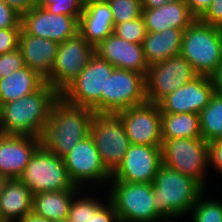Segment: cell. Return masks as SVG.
<instances>
[{
	"label": "cell",
	"instance_id": "cell-6",
	"mask_svg": "<svg viewBox=\"0 0 222 222\" xmlns=\"http://www.w3.org/2000/svg\"><path fill=\"white\" fill-rule=\"evenodd\" d=\"M17 179L30 188L33 196L42 192L75 190L77 188L68 176L63 158L41 146L31 156L30 161Z\"/></svg>",
	"mask_w": 222,
	"mask_h": 222
},
{
	"label": "cell",
	"instance_id": "cell-9",
	"mask_svg": "<svg viewBox=\"0 0 222 222\" xmlns=\"http://www.w3.org/2000/svg\"><path fill=\"white\" fill-rule=\"evenodd\" d=\"M90 136L102 163L112 174L121 164L130 146L129 138L118 114L95 113L91 121Z\"/></svg>",
	"mask_w": 222,
	"mask_h": 222
},
{
	"label": "cell",
	"instance_id": "cell-35",
	"mask_svg": "<svg viewBox=\"0 0 222 222\" xmlns=\"http://www.w3.org/2000/svg\"><path fill=\"white\" fill-rule=\"evenodd\" d=\"M69 222H89L90 220V197L72 201L68 213Z\"/></svg>",
	"mask_w": 222,
	"mask_h": 222
},
{
	"label": "cell",
	"instance_id": "cell-37",
	"mask_svg": "<svg viewBox=\"0 0 222 222\" xmlns=\"http://www.w3.org/2000/svg\"><path fill=\"white\" fill-rule=\"evenodd\" d=\"M21 28V15L0 0V29Z\"/></svg>",
	"mask_w": 222,
	"mask_h": 222
},
{
	"label": "cell",
	"instance_id": "cell-22",
	"mask_svg": "<svg viewBox=\"0 0 222 222\" xmlns=\"http://www.w3.org/2000/svg\"><path fill=\"white\" fill-rule=\"evenodd\" d=\"M142 17L147 32H162L168 28L186 30L197 19L185 0L168 2L158 8L142 9Z\"/></svg>",
	"mask_w": 222,
	"mask_h": 222
},
{
	"label": "cell",
	"instance_id": "cell-30",
	"mask_svg": "<svg viewBox=\"0 0 222 222\" xmlns=\"http://www.w3.org/2000/svg\"><path fill=\"white\" fill-rule=\"evenodd\" d=\"M203 194L192 207L193 222H222V203L211 199L202 201Z\"/></svg>",
	"mask_w": 222,
	"mask_h": 222
},
{
	"label": "cell",
	"instance_id": "cell-25",
	"mask_svg": "<svg viewBox=\"0 0 222 222\" xmlns=\"http://www.w3.org/2000/svg\"><path fill=\"white\" fill-rule=\"evenodd\" d=\"M37 72L27 66L0 79V107L38 90L44 83Z\"/></svg>",
	"mask_w": 222,
	"mask_h": 222
},
{
	"label": "cell",
	"instance_id": "cell-26",
	"mask_svg": "<svg viewBox=\"0 0 222 222\" xmlns=\"http://www.w3.org/2000/svg\"><path fill=\"white\" fill-rule=\"evenodd\" d=\"M77 190L80 188L35 194L32 212L50 221L67 219L73 198L76 199V193L79 192Z\"/></svg>",
	"mask_w": 222,
	"mask_h": 222
},
{
	"label": "cell",
	"instance_id": "cell-10",
	"mask_svg": "<svg viewBox=\"0 0 222 222\" xmlns=\"http://www.w3.org/2000/svg\"><path fill=\"white\" fill-rule=\"evenodd\" d=\"M95 47L79 33L59 44L54 65L47 82L59 95L87 66Z\"/></svg>",
	"mask_w": 222,
	"mask_h": 222
},
{
	"label": "cell",
	"instance_id": "cell-21",
	"mask_svg": "<svg viewBox=\"0 0 222 222\" xmlns=\"http://www.w3.org/2000/svg\"><path fill=\"white\" fill-rule=\"evenodd\" d=\"M58 47L59 44L50 39L30 35L23 29L20 32L18 48L25 65L37 72L46 82L50 80Z\"/></svg>",
	"mask_w": 222,
	"mask_h": 222
},
{
	"label": "cell",
	"instance_id": "cell-8",
	"mask_svg": "<svg viewBox=\"0 0 222 222\" xmlns=\"http://www.w3.org/2000/svg\"><path fill=\"white\" fill-rule=\"evenodd\" d=\"M162 164L191 177L203 188L209 167L208 143L203 138L162 139Z\"/></svg>",
	"mask_w": 222,
	"mask_h": 222
},
{
	"label": "cell",
	"instance_id": "cell-15",
	"mask_svg": "<svg viewBox=\"0 0 222 222\" xmlns=\"http://www.w3.org/2000/svg\"><path fill=\"white\" fill-rule=\"evenodd\" d=\"M79 19L65 14H53L35 5L21 16V28L28 34L47 38L58 44L78 33Z\"/></svg>",
	"mask_w": 222,
	"mask_h": 222
},
{
	"label": "cell",
	"instance_id": "cell-7",
	"mask_svg": "<svg viewBox=\"0 0 222 222\" xmlns=\"http://www.w3.org/2000/svg\"><path fill=\"white\" fill-rule=\"evenodd\" d=\"M114 182V183H113ZM109 200L120 222H155L162 218L154 205L153 183L112 181Z\"/></svg>",
	"mask_w": 222,
	"mask_h": 222
},
{
	"label": "cell",
	"instance_id": "cell-4",
	"mask_svg": "<svg viewBox=\"0 0 222 222\" xmlns=\"http://www.w3.org/2000/svg\"><path fill=\"white\" fill-rule=\"evenodd\" d=\"M180 54L197 75L211 77L222 62V28L197 18L183 32Z\"/></svg>",
	"mask_w": 222,
	"mask_h": 222
},
{
	"label": "cell",
	"instance_id": "cell-14",
	"mask_svg": "<svg viewBox=\"0 0 222 222\" xmlns=\"http://www.w3.org/2000/svg\"><path fill=\"white\" fill-rule=\"evenodd\" d=\"M161 165V146L130 144L121 164L111 174V179L113 181L153 183Z\"/></svg>",
	"mask_w": 222,
	"mask_h": 222
},
{
	"label": "cell",
	"instance_id": "cell-1",
	"mask_svg": "<svg viewBox=\"0 0 222 222\" xmlns=\"http://www.w3.org/2000/svg\"><path fill=\"white\" fill-rule=\"evenodd\" d=\"M94 110L75 106L59 96L51 106L40 138V146L60 158L90 135Z\"/></svg>",
	"mask_w": 222,
	"mask_h": 222
},
{
	"label": "cell",
	"instance_id": "cell-3",
	"mask_svg": "<svg viewBox=\"0 0 222 222\" xmlns=\"http://www.w3.org/2000/svg\"><path fill=\"white\" fill-rule=\"evenodd\" d=\"M204 188L191 177L161 165L153 182L154 205L163 219H171L192 210Z\"/></svg>",
	"mask_w": 222,
	"mask_h": 222
},
{
	"label": "cell",
	"instance_id": "cell-5",
	"mask_svg": "<svg viewBox=\"0 0 222 222\" xmlns=\"http://www.w3.org/2000/svg\"><path fill=\"white\" fill-rule=\"evenodd\" d=\"M114 69V66L95 53L60 96L70 104L102 113V93H106L107 79Z\"/></svg>",
	"mask_w": 222,
	"mask_h": 222
},
{
	"label": "cell",
	"instance_id": "cell-2",
	"mask_svg": "<svg viewBox=\"0 0 222 222\" xmlns=\"http://www.w3.org/2000/svg\"><path fill=\"white\" fill-rule=\"evenodd\" d=\"M60 95L45 82L38 90L0 107V134L39 137Z\"/></svg>",
	"mask_w": 222,
	"mask_h": 222
},
{
	"label": "cell",
	"instance_id": "cell-38",
	"mask_svg": "<svg viewBox=\"0 0 222 222\" xmlns=\"http://www.w3.org/2000/svg\"><path fill=\"white\" fill-rule=\"evenodd\" d=\"M199 19L206 24L222 28V0H213Z\"/></svg>",
	"mask_w": 222,
	"mask_h": 222
},
{
	"label": "cell",
	"instance_id": "cell-32",
	"mask_svg": "<svg viewBox=\"0 0 222 222\" xmlns=\"http://www.w3.org/2000/svg\"><path fill=\"white\" fill-rule=\"evenodd\" d=\"M37 6H42L53 14H65L80 18L84 3L82 0H36Z\"/></svg>",
	"mask_w": 222,
	"mask_h": 222
},
{
	"label": "cell",
	"instance_id": "cell-18",
	"mask_svg": "<svg viewBox=\"0 0 222 222\" xmlns=\"http://www.w3.org/2000/svg\"><path fill=\"white\" fill-rule=\"evenodd\" d=\"M95 53L118 69L147 74L142 44L128 42L114 33L95 47Z\"/></svg>",
	"mask_w": 222,
	"mask_h": 222
},
{
	"label": "cell",
	"instance_id": "cell-42",
	"mask_svg": "<svg viewBox=\"0 0 222 222\" xmlns=\"http://www.w3.org/2000/svg\"><path fill=\"white\" fill-rule=\"evenodd\" d=\"M215 92L222 94V62L215 73L211 76Z\"/></svg>",
	"mask_w": 222,
	"mask_h": 222
},
{
	"label": "cell",
	"instance_id": "cell-16",
	"mask_svg": "<svg viewBox=\"0 0 222 222\" xmlns=\"http://www.w3.org/2000/svg\"><path fill=\"white\" fill-rule=\"evenodd\" d=\"M71 182L80 187L84 180L111 181V173L106 169L89 135L79 141L74 148L63 157Z\"/></svg>",
	"mask_w": 222,
	"mask_h": 222
},
{
	"label": "cell",
	"instance_id": "cell-17",
	"mask_svg": "<svg viewBox=\"0 0 222 222\" xmlns=\"http://www.w3.org/2000/svg\"><path fill=\"white\" fill-rule=\"evenodd\" d=\"M215 88L211 77L197 76L174 92L166 95L157 104L161 113L199 114L209 103Z\"/></svg>",
	"mask_w": 222,
	"mask_h": 222
},
{
	"label": "cell",
	"instance_id": "cell-31",
	"mask_svg": "<svg viewBox=\"0 0 222 222\" xmlns=\"http://www.w3.org/2000/svg\"><path fill=\"white\" fill-rule=\"evenodd\" d=\"M113 33L118 37L132 43L142 44L147 34L143 17L129 20L114 26Z\"/></svg>",
	"mask_w": 222,
	"mask_h": 222
},
{
	"label": "cell",
	"instance_id": "cell-36",
	"mask_svg": "<svg viewBox=\"0 0 222 222\" xmlns=\"http://www.w3.org/2000/svg\"><path fill=\"white\" fill-rule=\"evenodd\" d=\"M22 28L0 29V55L18 48Z\"/></svg>",
	"mask_w": 222,
	"mask_h": 222
},
{
	"label": "cell",
	"instance_id": "cell-28",
	"mask_svg": "<svg viewBox=\"0 0 222 222\" xmlns=\"http://www.w3.org/2000/svg\"><path fill=\"white\" fill-rule=\"evenodd\" d=\"M201 137L208 143L222 138V94L215 92L208 105L200 111Z\"/></svg>",
	"mask_w": 222,
	"mask_h": 222
},
{
	"label": "cell",
	"instance_id": "cell-39",
	"mask_svg": "<svg viewBox=\"0 0 222 222\" xmlns=\"http://www.w3.org/2000/svg\"><path fill=\"white\" fill-rule=\"evenodd\" d=\"M209 164L222 173V138L208 142Z\"/></svg>",
	"mask_w": 222,
	"mask_h": 222
},
{
	"label": "cell",
	"instance_id": "cell-47",
	"mask_svg": "<svg viewBox=\"0 0 222 222\" xmlns=\"http://www.w3.org/2000/svg\"><path fill=\"white\" fill-rule=\"evenodd\" d=\"M0 222H9V221H6V220H3V219L0 218Z\"/></svg>",
	"mask_w": 222,
	"mask_h": 222
},
{
	"label": "cell",
	"instance_id": "cell-11",
	"mask_svg": "<svg viewBox=\"0 0 222 222\" xmlns=\"http://www.w3.org/2000/svg\"><path fill=\"white\" fill-rule=\"evenodd\" d=\"M197 76L192 65L181 54L150 65L145 76L147 101L157 104Z\"/></svg>",
	"mask_w": 222,
	"mask_h": 222
},
{
	"label": "cell",
	"instance_id": "cell-27",
	"mask_svg": "<svg viewBox=\"0 0 222 222\" xmlns=\"http://www.w3.org/2000/svg\"><path fill=\"white\" fill-rule=\"evenodd\" d=\"M162 139L202 138L199 114L161 113Z\"/></svg>",
	"mask_w": 222,
	"mask_h": 222
},
{
	"label": "cell",
	"instance_id": "cell-13",
	"mask_svg": "<svg viewBox=\"0 0 222 222\" xmlns=\"http://www.w3.org/2000/svg\"><path fill=\"white\" fill-rule=\"evenodd\" d=\"M130 144L161 146V112L158 104L145 102L117 113Z\"/></svg>",
	"mask_w": 222,
	"mask_h": 222
},
{
	"label": "cell",
	"instance_id": "cell-44",
	"mask_svg": "<svg viewBox=\"0 0 222 222\" xmlns=\"http://www.w3.org/2000/svg\"><path fill=\"white\" fill-rule=\"evenodd\" d=\"M20 222H51V221L31 212L28 215H26Z\"/></svg>",
	"mask_w": 222,
	"mask_h": 222
},
{
	"label": "cell",
	"instance_id": "cell-33",
	"mask_svg": "<svg viewBox=\"0 0 222 222\" xmlns=\"http://www.w3.org/2000/svg\"><path fill=\"white\" fill-rule=\"evenodd\" d=\"M108 204H102L98 200L90 198V220L89 222H120L119 217L109 198Z\"/></svg>",
	"mask_w": 222,
	"mask_h": 222
},
{
	"label": "cell",
	"instance_id": "cell-43",
	"mask_svg": "<svg viewBox=\"0 0 222 222\" xmlns=\"http://www.w3.org/2000/svg\"><path fill=\"white\" fill-rule=\"evenodd\" d=\"M179 0H142V9H153L161 7L168 2H175Z\"/></svg>",
	"mask_w": 222,
	"mask_h": 222
},
{
	"label": "cell",
	"instance_id": "cell-23",
	"mask_svg": "<svg viewBox=\"0 0 222 222\" xmlns=\"http://www.w3.org/2000/svg\"><path fill=\"white\" fill-rule=\"evenodd\" d=\"M32 204L30 188L18 179H9L0 194V218L9 222H20L32 212Z\"/></svg>",
	"mask_w": 222,
	"mask_h": 222
},
{
	"label": "cell",
	"instance_id": "cell-45",
	"mask_svg": "<svg viewBox=\"0 0 222 222\" xmlns=\"http://www.w3.org/2000/svg\"><path fill=\"white\" fill-rule=\"evenodd\" d=\"M9 179L0 173V194L4 190L5 184Z\"/></svg>",
	"mask_w": 222,
	"mask_h": 222
},
{
	"label": "cell",
	"instance_id": "cell-24",
	"mask_svg": "<svg viewBox=\"0 0 222 222\" xmlns=\"http://www.w3.org/2000/svg\"><path fill=\"white\" fill-rule=\"evenodd\" d=\"M184 30L168 28L162 32H147L142 42L143 54L148 66L179 55Z\"/></svg>",
	"mask_w": 222,
	"mask_h": 222
},
{
	"label": "cell",
	"instance_id": "cell-46",
	"mask_svg": "<svg viewBox=\"0 0 222 222\" xmlns=\"http://www.w3.org/2000/svg\"><path fill=\"white\" fill-rule=\"evenodd\" d=\"M51 222H69L68 219H63V220H53Z\"/></svg>",
	"mask_w": 222,
	"mask_h": 222
},
{
	"label": "cell",
	"instance_id": "cell-19",
	"mask_svg": "<svg viewBox=\"0 0 222 222\" xmlns=\"http://www.w3.org/2000/svg\"><path fill=\"white\" fill-rule=\"evenodd\" d=\"M39 147V137L0 134V173L17 179Z\"/></svg>",
	"mask_w": 222,
	"mask_h": 222
},
{
	"label": "cell",
	"instance_id": "cell-20",
	"mask_svg": "<svg viewBox=\"0 0 222 222\" xmlns=\"http://www.w3.org/2000/svg\"><path fill=\"white\" fill-rule=\"evenodd\" d=\"M113 15L107 0L84 3L78 33L94 47L113 33Z\"/></svg>",
	"mask_w": 222,
	"mask_h": 222
},
{
	"label": "cell",
	"instance_id": "cell-40",
	"mask_svg": "<svg viewBox=\"0 0 222 222\" xmlns=\"http://www.w3.org/2000/svg\"><path fill=\"white\" fill-rule=\"evenodd\" d=\"M190 12L200 18L210 7L213 0H185Z\"/></svg>",
	"mask_w": 222,
	"mask_h": 222
},
{
	"label": "cell",
	"instance_id": "cell-41",
	"mask_svg": "<svg viewBox=\"0 0 222 222\" xmlns=\"http://www.w3.org/2000/svg\"><path fill=\"white\" fill-rule=\"evenodd\" d=\"M6 5L10 6L19 15L27 13L36 5V0H2Z\"/></svg>",
	"mask_w": 222,
	"mask_h": 222
},
{
	"label": "cell",
	"instance_id": "cell-34",
	"mask_svg": "<svg viewBox=\"0 0 222 222\" xmlns=\"http://www.w3.org/2000/svg\"><path fill=\"white\" fill-rule=\"evenodd\" d=\"M25 66L24 58L19 48L0 55V79Z\"/></svg>",
	"mask_w": 222,
	"mask_h": 222
},
{
	"label": "cell",
	"instance_id": "cell-12",
	"mask_svg": "<svg viewBox=\"0 0 222 222\" xmlns=\"http://www.w3.org/2000/svg\"><path fill=\"white\" fill-rule=\"evenodd\" d=\"M145 76L115 68L102 93V113H113L147 102Z\"/></svg>",
	"mask_w": 222,
	"mask_h": 222
},
{
	"label": "cell",
	"instance_id": "cell-29",
	"mask_svg": "<svg viewBox=\"0 0 222 222\" xmlns=\"http://www.w3.org/2000/svg\"><path fill=\"white\" fill-rule=\"evenodd\" d=\"M114 26L142 16V0H107Z\"/></svg>",
	"mask_w": 222,
	"mask_h": 222
}]
</instances>
